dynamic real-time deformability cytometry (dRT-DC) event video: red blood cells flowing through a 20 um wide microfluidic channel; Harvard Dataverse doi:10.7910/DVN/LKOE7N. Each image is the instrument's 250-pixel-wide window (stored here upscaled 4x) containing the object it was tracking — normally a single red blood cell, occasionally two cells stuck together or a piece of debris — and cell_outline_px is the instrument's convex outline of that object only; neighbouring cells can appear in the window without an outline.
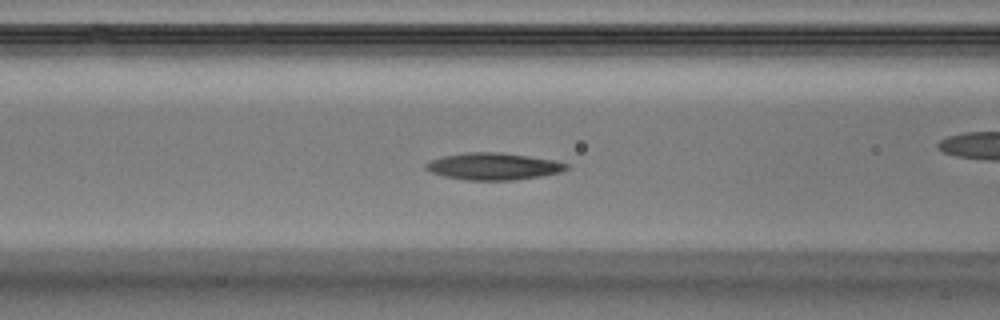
{"species": "Egyptian fruit bat (a non-hibernating species)", "species_latin": "Rousettus aegyptiacus", "temperature_condition": "warm", "stored_images_in_passage": 35, "camera_frame_rate_fps": 3000, "um_per_image_px": 0.085, "animal": {"sex": "male"}, "frame": {"image": 1, "passage_image": 11, "time_ms": 3.333, "image_size_px": [1000, 320], "cell_outline_px": [[568, 168], [560, 172], [540, 176], [512, 180], [468, 180], [444, 176], [432, 172], [424, 168], [424, 164], [432, 160], [444, 156], [464, 152], [500, 152], [528, 156], [552, 160], [568, 164]], "centroid_in_image_um": [41.91, 14.13], "position_along_channel_um": 124.7, "area_um2": 21.85}}
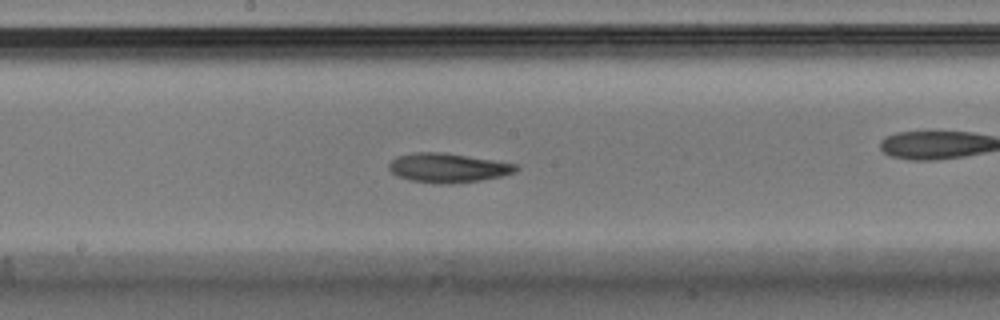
{"frame": {"image": 2, "passage_image": 16, "time_ms": 5.0, "image_size_px": [1000, 320], "cell_outline_px": [[520, 168], [516, 172], [500, 176], [480, 180], [448, 184], [440, 184], [412, 180], [400, 176], [392, 172], [388, 168], [388, 164], [396, 156], [416, 152], [444, 152], [516, 164]], "centroid_in_image_um": [38.07, 14.26], "position_along_channel_um": 210.1, "area_um2": 21.44}}